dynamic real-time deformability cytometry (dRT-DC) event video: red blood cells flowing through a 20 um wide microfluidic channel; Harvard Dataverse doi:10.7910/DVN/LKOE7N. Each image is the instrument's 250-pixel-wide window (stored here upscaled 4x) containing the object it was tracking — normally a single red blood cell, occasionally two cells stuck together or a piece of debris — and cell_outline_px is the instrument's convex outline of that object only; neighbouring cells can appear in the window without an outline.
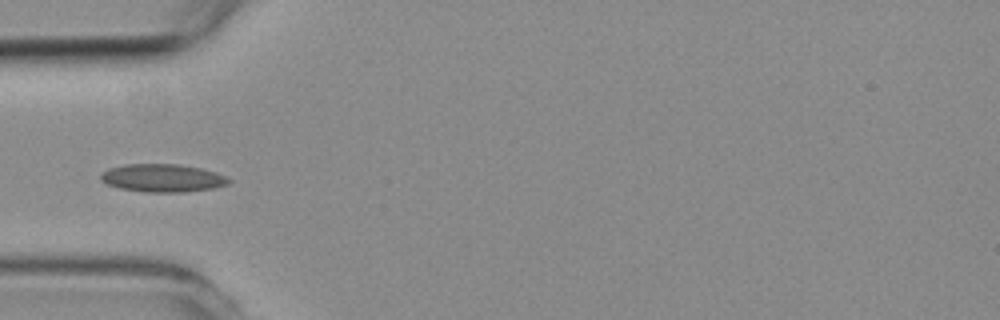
{"species": "common noctule bat (a hibernating species)", "species_latin": "Nyctalus noctula", "temperature_condition": "room temperature", "stored_images_in_passage": 4, "camera_frame_rate_fps": 3000, "um_per_image_px": 0.085, "animal": {"sex": "female", "body_mass_g": 19.3, "forearm_length_mm": 54.1}, "frame": {"image": 1, "passage_image": 3, "time_ms": 3.333, "image_size_px": [1000, 320], "cell_outline_px": [[232, 180], [228, 184], [216, 188], [184, 192], [144, 192], [120, 188], [108, 184], [100, 180], [100, 172], [108, 168], [124, 164], [180, 164], [200, 168], [216, 172]], "centroid_in_image_um": [13.81, 15.13], "position_along_channel_um": 71.2, "area_um2": 21.04}}
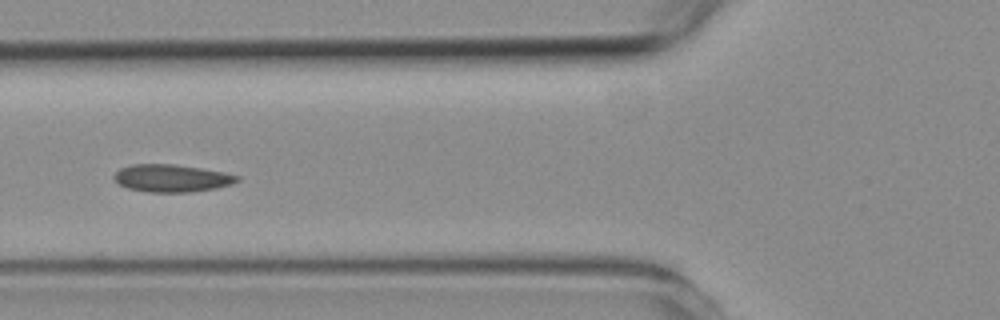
{"frame": {"image": 2, "passage_image": 4, "time_ms": 4.333, "image_size_px": [1000, 320], "cell_outline_px": [[240, 180], [232, 184], [216, 188], [188, 192], [148, 192], [128, 188], [120, 184], [112, 176], [120, 168], [132, 164], [176, 164], [224, 172], [240, 176]], "centroid_in_image_um": [14.61, 15.14], "position_along_channel_um": 111.2, "area_um2": 19.71}}